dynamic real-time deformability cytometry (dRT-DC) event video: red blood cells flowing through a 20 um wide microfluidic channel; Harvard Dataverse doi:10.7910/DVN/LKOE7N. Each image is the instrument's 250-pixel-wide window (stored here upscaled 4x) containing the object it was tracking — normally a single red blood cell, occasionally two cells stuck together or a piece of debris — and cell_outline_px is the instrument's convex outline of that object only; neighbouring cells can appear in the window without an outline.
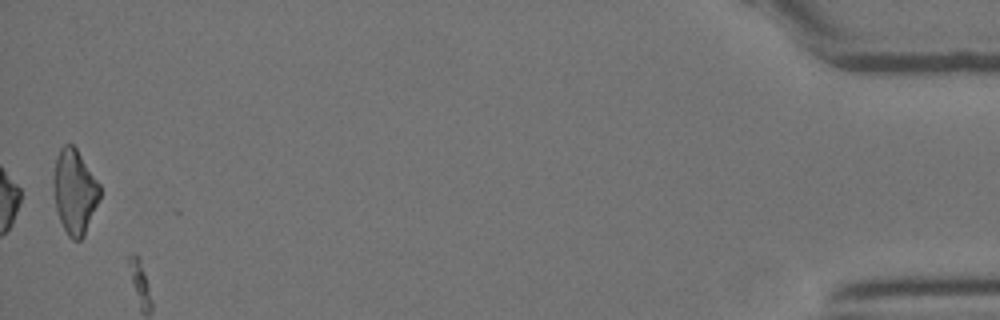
{"species": "Egyptian fruit bat (a non-hibernating species)", "species_latin": "Rousettus aegyptiacus", "temperature_condition": "room temperature", "stored_images_in_passage": 29, "camera_frame_rate_fps": 3000, "um_per_image_px": 0.085, "animal": {"sex": "female"}, "frame": {"image": 1, "passage_image": 29, "time_ms": 9.333, "image_size_px": [1000, 320], "cell_outline_px": [[100, 196], [84, 236], [80, 240], [72, 240], [68, 236], [60, 220], [56, 208], [52, 180], [56, 156], [60, 148], [64, 144], [72, 144], [76, 148], [100, 184]], "centroid_in_image_um": [6.33, 16.27], "position_along_channel_um": 428.9, "area_um2": 22.77}}